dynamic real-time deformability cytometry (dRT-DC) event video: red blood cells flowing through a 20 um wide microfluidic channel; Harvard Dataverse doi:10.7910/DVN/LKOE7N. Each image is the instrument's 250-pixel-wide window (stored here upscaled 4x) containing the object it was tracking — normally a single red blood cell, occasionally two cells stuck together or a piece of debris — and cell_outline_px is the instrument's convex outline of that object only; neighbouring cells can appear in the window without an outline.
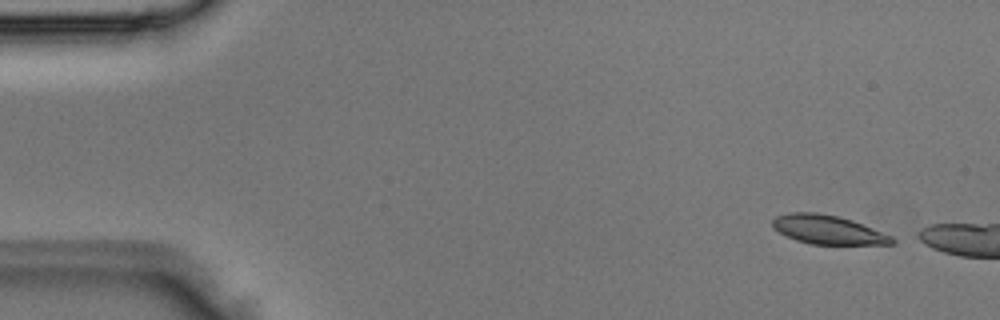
{"species": "Egyptian fruit bat (a non-hibernating species)", "species_latin": "Rousettus aegyptiacus", "temperature_condition": "room temperature", "stored_images_in_passage": 4, "camera_frame_rate_fps": 3000, "um_per_image_px": 0.085, "animal": {"sex": "male"}, "frame": {"image": 1, "passage_image": 1, "time_ms": 0.0, "image_size_px": [1000, 320], "cell_outline_px": [[896, 244], [812, 244], [796, 240], [772, 228], [772, 220], [776, 216], [788, 212], [816, 212], [836, 216], [852, 220], [892, 236], [896, 240]], "centroid_in_image_um": [70.36, 19.52], "position_along_channel_um": 14.6, "area_um2": 20.0}}